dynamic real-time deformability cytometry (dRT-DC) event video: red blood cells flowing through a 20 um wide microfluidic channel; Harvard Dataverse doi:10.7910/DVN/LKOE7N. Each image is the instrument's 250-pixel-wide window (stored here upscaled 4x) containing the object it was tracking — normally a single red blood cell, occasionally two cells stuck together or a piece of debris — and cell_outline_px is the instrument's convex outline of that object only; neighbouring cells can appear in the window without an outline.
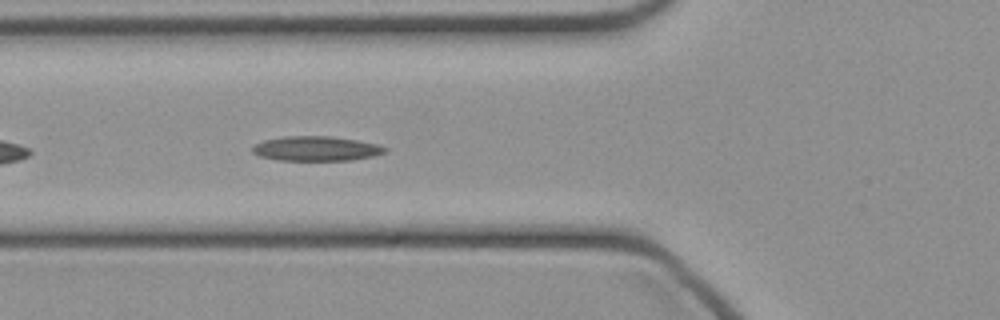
{"species": "common noctule bat (a hibernating species)", "species_latin": "Nyctalus noctula", "temperature_condition": "cold", "stored_images_in_passage": 36, "camera_frame_rate_fps": 3000, "um_per_image_px": 0.085, "animal": {"sex": "female", "body_mass_g": 21.9}, "frame": {"image": 1, "passage_image": 5, "time_ms": 1.333, "image_size_px": [1000, 320], "cell_outline_px": [[388, 152], [372, 156], [352, 160], [276, 160], [260, 156], [252, 152], [252, 148], [256, 144], [264, 140], [284, 136], [328, 136], [356, 140], [380, 144], [388, 148]], "centroid_in_image_um": [26.91, 12.63], "position_along_channel_um": 98.9, "area_um2": 19.07}}
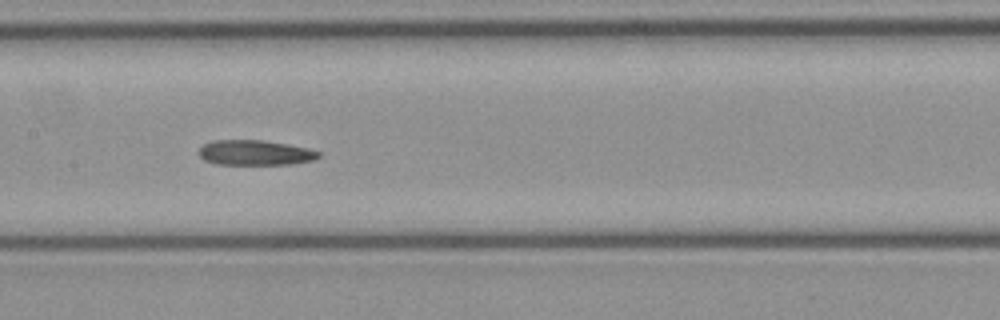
{"frame": {"image": 2, "passage_image": 11, "time_ms": 3.333, "image_size_px": [1000, 320], "cell_outline_px": [[320, 156], [312, 160], [292, 164], [216, 164], [204, 160], [196, 152], [204, 144], [212, 140], [264, 140], [288, 144], [308, 148], [320, 152]], "centroid_in_image_um": [21.65, 12.97], "position_along_channel_um": 185.7, "area_um2": 17.57}}
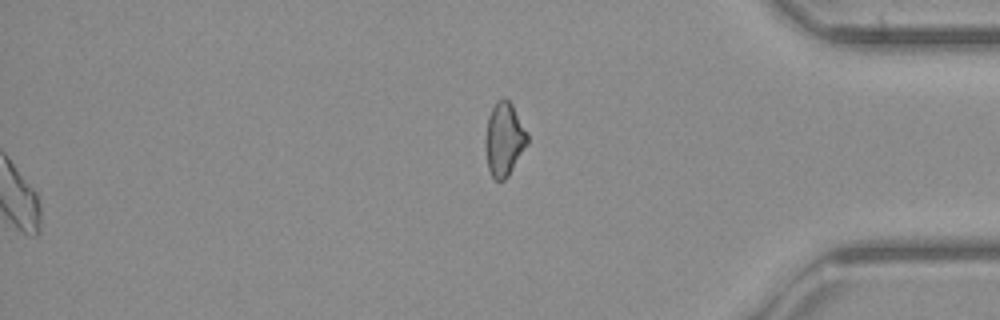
{"frame": {"image": 3, "passage_image": 36, "time_ms": 11.667, "image_size_px": [1000, 320], "cell_outline_px": [[528, 144], [508, 176], [504, 180], [496, 180], [492, 176], [488, 168], [484, 144], [484, 140], [488, 116], [496, 100], [508, 100], [512, 104], [528, 132]], "centroid_in_image_um": [42.85, 11.84], "position_along_channel_um": 392.3, "area_um2": 18.09}}